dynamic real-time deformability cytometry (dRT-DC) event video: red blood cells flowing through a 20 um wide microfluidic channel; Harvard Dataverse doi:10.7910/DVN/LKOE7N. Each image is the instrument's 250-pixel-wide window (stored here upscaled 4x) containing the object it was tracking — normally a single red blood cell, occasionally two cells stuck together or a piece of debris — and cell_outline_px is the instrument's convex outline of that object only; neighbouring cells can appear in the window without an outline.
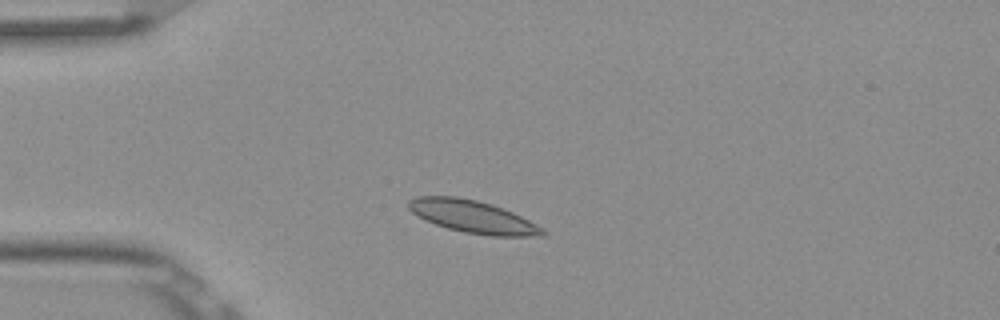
{"species": "Egyptian fruit bat (a non-hibernating species)", "species_latin": "Rousettus aegyptiacus", "temperature_condition": "room temperature", "stored_images_in_passage": 4, "camera_frame_rate_fps": 3000, "um_per_image_px": 0.085, "frame": {"image": 1, "passage_image": 2, "time_ms": 0.333, "image_size_px": [1000, 320], "cell_outline_px": [[548, 236], [488, 236], [464, 232], [448, 228], [436, 224], [412, 212], [408, 208], [408, 200], [416, 196], [456, 196], [476, 200], [492, 204], [504, 208], [544, 228], [548, 232]], "centroid_in_image_um": [40.24, 18.42], "position_along_channel_um": 44.8, "area_um2": 25.37}}
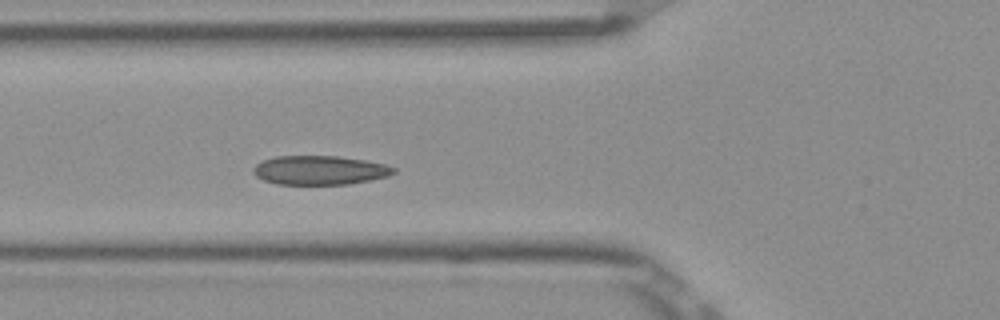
{"frame": {"image": 2, "passage_image": 4, "time_ms": 1.0, "image_size_px": [1000, 320], "cell_outline_px": [[396, 172], [388, 176], [348, 184], [276, 184], [264, 180], [256, 176], [252, 172], [252, 168], [256, 164], [264, 160], [276, 156], [336, 156], [364, 160], [384, 164], [396, 168]], "centroid_in_image_um": [27.15, 14.46], "position_along_channel_um": 98.6, "area_um2": 23.64}}